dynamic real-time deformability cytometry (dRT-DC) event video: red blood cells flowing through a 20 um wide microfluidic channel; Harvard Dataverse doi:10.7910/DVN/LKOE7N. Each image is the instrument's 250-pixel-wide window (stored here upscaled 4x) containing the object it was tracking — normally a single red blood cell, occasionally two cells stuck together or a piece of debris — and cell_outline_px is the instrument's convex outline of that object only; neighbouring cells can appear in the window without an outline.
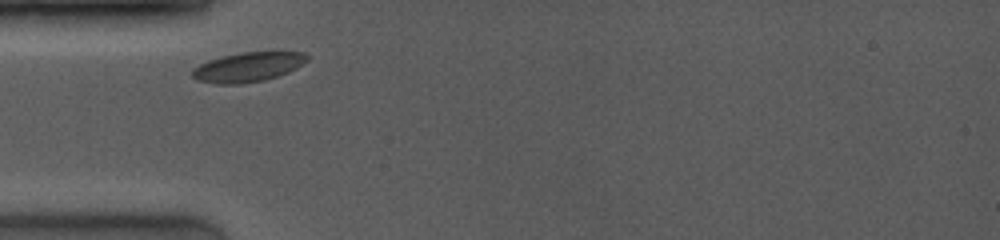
{"species": "common noctule bat (a hibernating species)", "species_latin": "Nyctalus noctula", "temperature_condition": "room temperature", "stored_images_in_passage": 30, "camera_frame_rate_fps": 4000, "um_per_image_px": 0.085, "animal": {"sex": "female", "body_mass_g": 19.0, "forearm_length_mm": 53.3}, "frame": {"image": 1, "passage_image": 1, "time_ms": 0.0, "image_size_px": [1000, 240], "cell_outline_px": [[308, 60], [296, 68], [288, 72], [264, 80], [240, 84], [216, 84], [196, 80], [192, 76], [192, 68], [208, 60], [240, 52], [304, 52], [308, 56]], "centroid_in_image_um": [21.05, 5.7], "position_along_channel_um": 63.9, "area_um2": 19.71}}
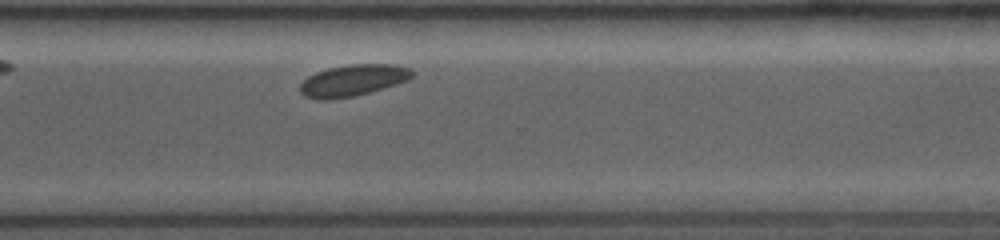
{"frame": {"image": 2, "passage_image": 24, "time_ms": 7.25, "image_size_px": [1000, 240], "cell_outline_px": [[412, 76], [408, 80], [396, 84], [368, 92], [352, 96], [324, 100], [316, 100], [304, 96], [300, 92], [300, 84], [308, 76], [316, 72], [328, 68], [352, 64], [392, 64], [408, 68], [412, 72]], "centroid_in_image_um": [29.95, 6.83], "position_along_channel_um": 340.7, "area_um2": 20.29}}
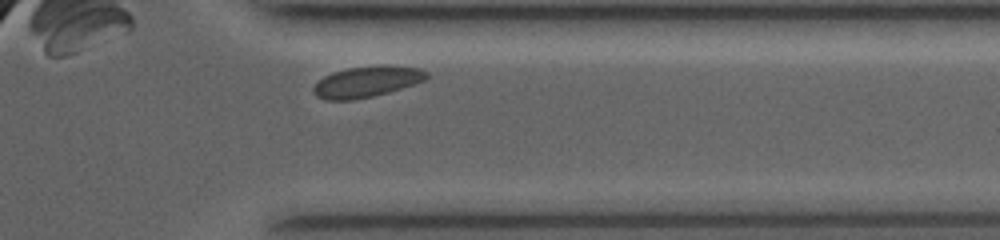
{"frame": {"image": 3, "passage_image": 28, "time_ms": 8.25, "image_size_px": [1000, 240], "cell_outline_px": [[428, 76], [424, 80], [388, 92], [372, 96], [352, 100], [324, 100], [316, 96], [312, 92], [312, 88], [324, 76], [332, 72], [348, 68], [380, 64], [392, 64], [420, 68], [428, 72]], "centroid_in_image_um": [31.17, 6.92], "position_along_channel_um": 380.2, "area_um2": 20.58}}